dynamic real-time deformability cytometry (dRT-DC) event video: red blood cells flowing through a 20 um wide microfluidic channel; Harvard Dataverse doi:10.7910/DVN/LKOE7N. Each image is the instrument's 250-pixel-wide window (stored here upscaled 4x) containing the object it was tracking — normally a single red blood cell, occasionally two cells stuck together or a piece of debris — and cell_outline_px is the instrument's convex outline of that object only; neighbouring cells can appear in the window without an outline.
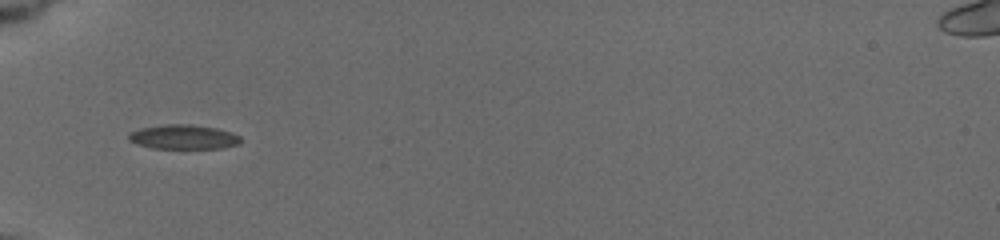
{"species": "common noctule bat (a hibernating species)", "species_latin": "Nyctalus noctula", "temperature_condition": "cold", "stored_images_in_passage": 33, "camera_frame_rate_fps": 3000, "um_per_image_px": 0.085, "animal": {"sex": "female", "body_mass_g": 19.5, "forearm_length_mm": 54.1}, "frame": {"image": 1, "passage_image": 4, "time_ms": 1.333, "image_size_px": [1000, 240], "cell_outline_px": [[240, 144], [224, 148], [152, 148], [136, 144], [128, 140], [128, 136], [132, 132], [140, 128], [164, 124], [192, 124], [216, 128], [232, 132], [240, 136]], "centroid_in_image_um": [15.61, 11.64], "position_along_channel_um": 69.4, "area_um2": 16.01}}
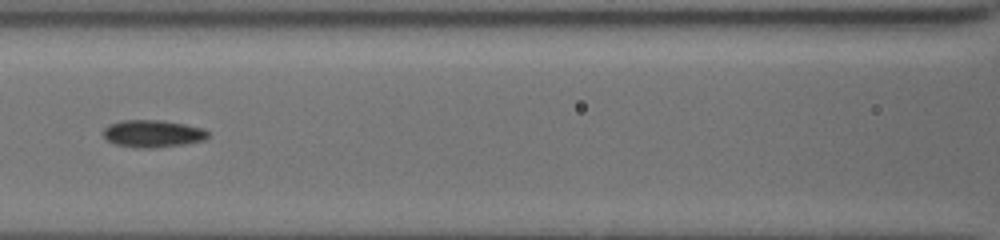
{"frame": {"image": 2, "passage_image": 10, "time_ms": 3.667, "image_size_px": [1000, 240], "cell_outline_px": [[208, 136], [204, 140], [184, 144], [152, 148], [136, 148], [116, 144], [108, 140], [104, 136], [104, 128], [108, 124], [124, 120], [160, 120], [184, 124], [204, 128], [208, 132]], "centroid_in_image_um": [12.99, 11.36], "position_along_channel_um": 153.6, "area_um2": 16.59}}
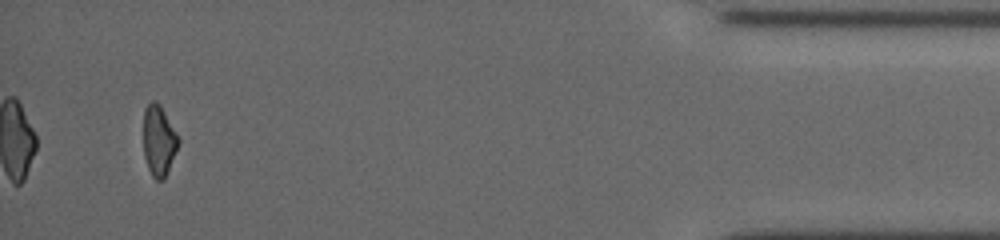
{"frame": {"image": 3, "passage_image": 31, "time_ms": 12.333, "image_size_px": [1000, 240], "cell_outline_px": [[180, 140], [164, 180], [156, 180], [152, 176], [148, 168], [144, 156], [144, 108], [152, 100], [160, 104]], "centroid_in_image_um": [13.48, 11.96], "position_along_channel_um": 421.7, "area_um2": 14.16}, "authors_computed_cell_mechanics": {"area_um2": 15.7216, "velocity_mm_per_s": 3.7876, "shape_relaxation_time_tau1_ms": 8.6473, "shape_relaxation_time_tau2_ms": 5.2973, "deformation_change_tau1": 0.1541, "deformation_change_tau2": 0.1093}}